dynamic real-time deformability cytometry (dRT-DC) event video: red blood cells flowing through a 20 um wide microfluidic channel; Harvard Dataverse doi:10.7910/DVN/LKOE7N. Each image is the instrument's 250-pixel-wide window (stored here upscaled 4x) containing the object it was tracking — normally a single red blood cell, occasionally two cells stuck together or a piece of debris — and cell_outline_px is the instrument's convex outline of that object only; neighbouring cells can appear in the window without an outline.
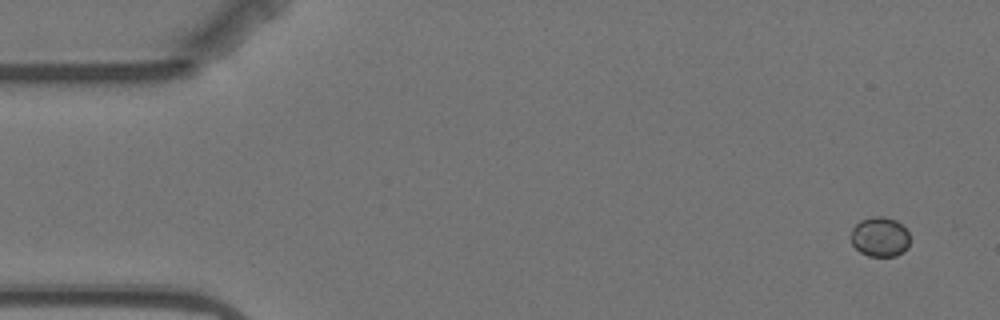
{"species": "Egyptian fruit bat (a non-hibernating species)", "species_latin": "Rousettus aegyptiacus", "temperature_condition": "warm", "stored_images_in_passage": 14, "camera_frame_rate_fps": 3000, "um_per_image_px": 0.085, "animal": {"sex": "female"}, "frame": {"image": 1, "passage_image": 1, "time_ms": 0.0, "image_size_px": [1000, 320], "cell_outline_px": [[908, 248], [904, 252], [896, 256], [868, 256], [860, 252], [852, 244], [852, 228], [860, 220], [872, 216], [884, 216], [896, 220], [908, 232]], "centroid_in_image_um": [74.79, 20.13], "position_along_channel_um": 10.2, "area_um2": 13.64}}
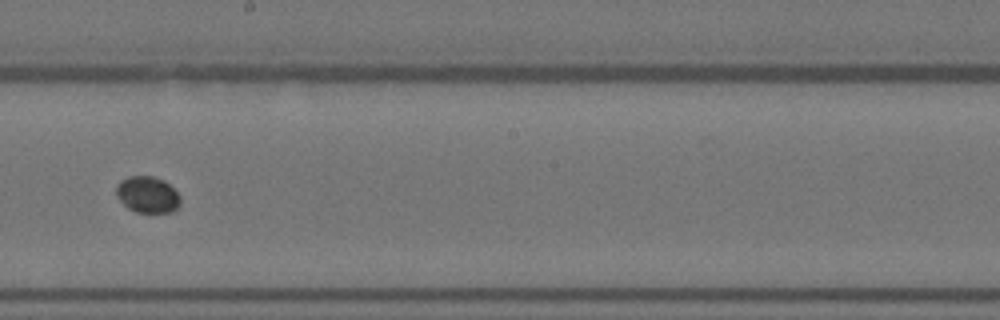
{"frame": {"image": 2, "passage_image": 8, "time_ms": 9.667, "image_size_px": [1000, 320], "cell_outline_px": [[180, 204], [172, 212], [136, 212], [128, 208], [116, 196], [116, 184], [120, 180], [128, 176], [152, 176], [164, 180], [180, 196]], "centroid_in_image_um": [12.51, 16.53], "position_along_channel_um": 235.7, "area_um2": 13.58}}
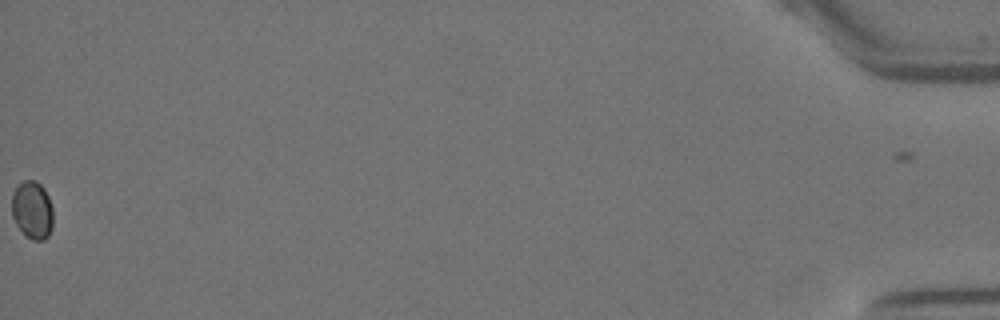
{"frame": {"image": 3, "passage_image": 14, "time_ms": 18.333, "image_size_px": [1000, 320], "cell_outline_px": [[52, 228], [48, 236], [44, 240], [32, 240], [16, 224], [12, 216], [12, 196], [16, 188], [24, 180], [36, 180], [44, 188], [48, 196], [52, 208]], "centroid_in_image_um": [2.76, 17.84], "position_along_channel_um": 432.4, "area_um2": 13.76}}